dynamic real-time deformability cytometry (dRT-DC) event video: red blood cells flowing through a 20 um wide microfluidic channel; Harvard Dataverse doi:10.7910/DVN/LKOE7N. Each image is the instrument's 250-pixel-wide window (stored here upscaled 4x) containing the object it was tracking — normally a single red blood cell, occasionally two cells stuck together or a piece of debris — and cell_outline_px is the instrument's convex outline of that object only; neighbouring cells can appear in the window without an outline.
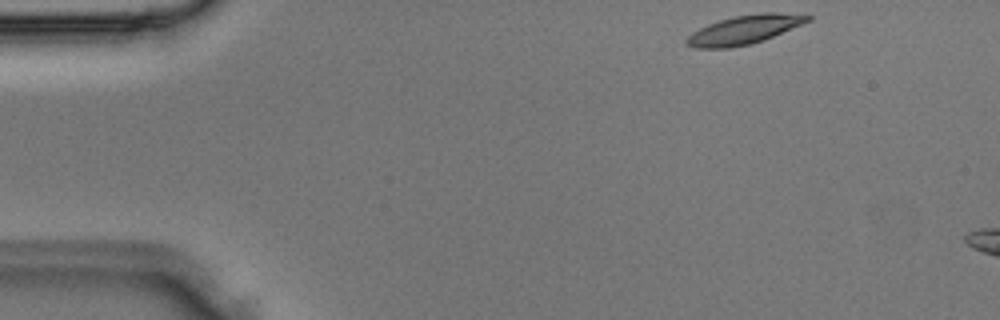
{"species": "Egyptian fruit bat (a non-hibernating species)", "species_latin": "Rousettus aegyptiacus", "temperature_condition": "room temperature", "stored_images_in_passage": 2, "camera_frame_rate_fps": 3000, "um_per_image_px": 0.085, "animal": {"sex": "male"}, "frame": {"image": 1, "passage_image": 1, "time_ms": 0.0, "image_size_px": [1000, 320], "cell_outline_px": [[812, 20], [764, 40], [748, 44], [728, 48], [696, 48], [684, 44], [684, 40], [692, 32], [708, 24], [720, 20], [736, 16], [760, 12], [776, 12], [812, 16]], "centroid_in_image_um": [63.25, 2.52], "position_along_channel_um": 21.8, "area_um2": 20.23}}